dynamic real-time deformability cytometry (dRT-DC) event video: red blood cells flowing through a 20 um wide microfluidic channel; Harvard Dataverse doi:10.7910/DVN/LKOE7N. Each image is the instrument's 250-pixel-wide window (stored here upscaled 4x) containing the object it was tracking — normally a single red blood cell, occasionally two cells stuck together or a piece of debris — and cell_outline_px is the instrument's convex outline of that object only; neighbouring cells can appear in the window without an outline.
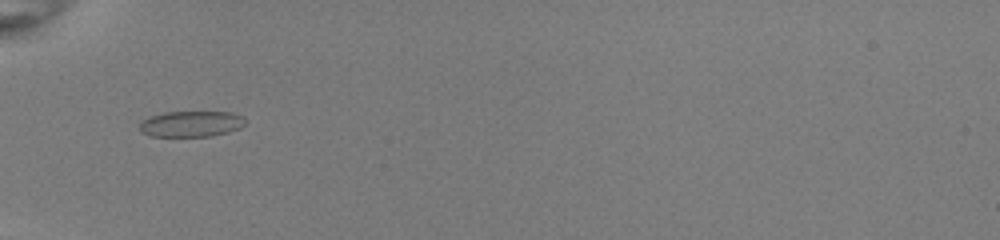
{"species": "common noctule bat (a hibernating species)", "species_latin": "Nyctalus noctula", "temperature_condition": "room temperature", "stored_images_in_passage": 33, "camera_frame_rate_fps": 3000, "um_per_image_px": 0.085, "animal": {"sex": "female", "body_mass_g": 22.0, "forearm_length_mm": 56.7}, "frame": {"image": 1, "passage_image": 1, "time_ms": 0.0, "image_size_px": [1000, 240], "cell_outline_px": [[244, 124], [240, 128], [228, 132], [212, 136], [152, 136], [140, 132], [140, 120], [148, 116], [164, 112], [232, 112], [244, 116]], "centroid_in_image_um": [16.22, 10.52], "position_along_channel_um": 68.8, "area_um2": 16.07}}
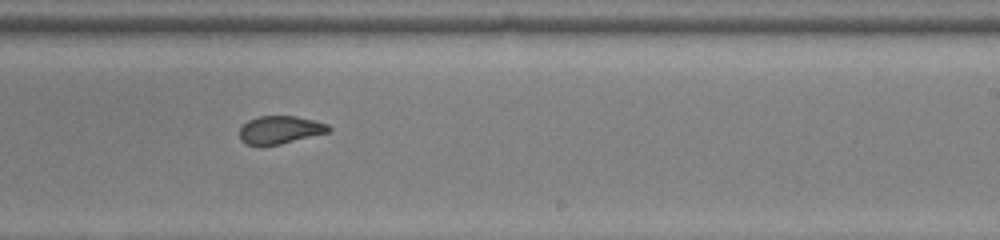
{"frame": {"image": 2, "passage_image": 16, "time_ms": 5.0, "image_size_px": [1000, 240], "cell_outline_px": [[332, 128], [328, 132], [280, 144], [260, 148], [248, 144], [240, 140], [240, 128], [248, 120], [260, 116], [296, 116], [328, 124]], "centroid_in_image_um": [23.76, 11.06], "position_along_channel_um": 265.2, "area_um2": 14.62}}
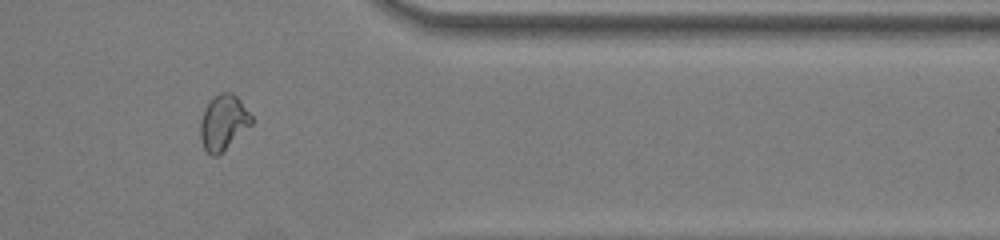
{"frame": {"image": 3, "passage_image": 26, "time_ms": 8.333, "image_size_px": [1000, 240], "cell_outline_px": [[252, 124], [216, 156], [212, 156], [204, 148], [200, 136], [200, 120], [204, 108], [220, 92], [232, 92], [240, 100], [252, 116]], "centroid_in_image_um": [18.97, 10.39], "position_along_channel_um": 392.4, "area_um2": 16.07}, "authors_computed_cell_mechanics": {"area_um2": 15.7216, "velocity_mm_per_s": 4.0254, "shape_relaxation_time_tau1_ms": null, "shape_relaxation_time_tau2_ms": 0.6681, "deformation_change_tau1": null, "deformation_change_tau2": 0.0448}}